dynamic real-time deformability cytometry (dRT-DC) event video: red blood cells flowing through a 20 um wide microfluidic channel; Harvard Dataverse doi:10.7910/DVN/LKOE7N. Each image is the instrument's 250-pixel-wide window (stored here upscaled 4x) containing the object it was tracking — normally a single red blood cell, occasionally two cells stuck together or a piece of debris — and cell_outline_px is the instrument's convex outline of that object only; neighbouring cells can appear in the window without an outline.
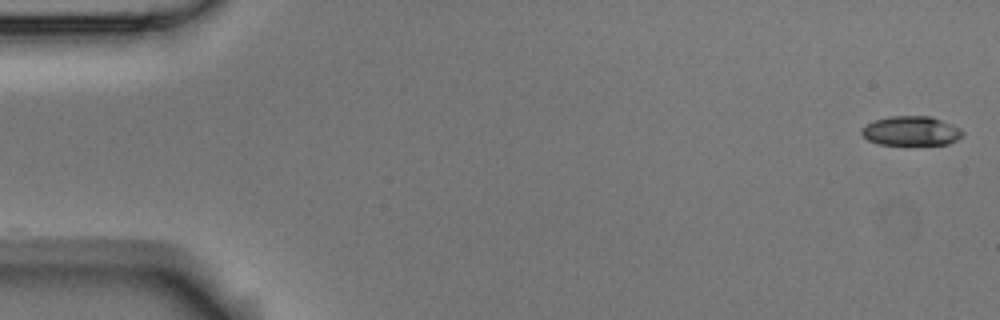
{"species": "Egyptian fruit bat (a non-hibernating species)", "species_latin": "Rousettus aegyptiacus", "temperature_condition": "room temperature", "stored_images_in_passage": 30, "camera_frame_rate_fps": 3000, "um_per_image_px": 0.085, "animal": {"sex": "male"}, "frame": {"image": 1, "passage_image": 1, "time_ms": 0.0, "image_size_px": [1000, 320], "cell_outline_px": [[964, 132], [956, 140], [948, 144], [880, 144], [868, 140], [860, 132], [860, 128], [876, 120], [888, 116], [932, 116], [952, 124], [960, 128]], "centroid_in_image_um": [77.44, 11.11], "position_along_channel_um": 7.6, "area_um2": 17.17}}
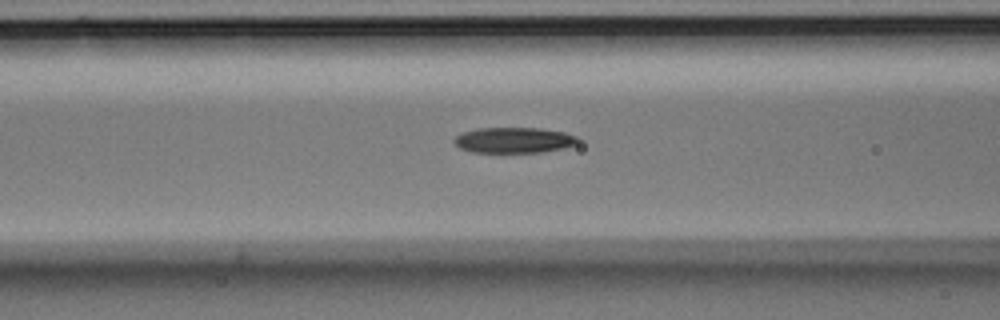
{"frame": {"image": 2, "passage_image": 21, "time_ms": 6.667, "image_size_px": [1000, 320], "cell_outline_px": [[580, 144], [564, 148], [544, 152], [472, 152], [460, 148], [452, 140], [456, 136], [464, 132], [476, 128], [540, 128], [564, 132], [576, 136], [580, 140]], "centroid_in_image_um": [43.73, 11.91], "position_along_channel_um": 122.9, "area_um2": 18.61}}
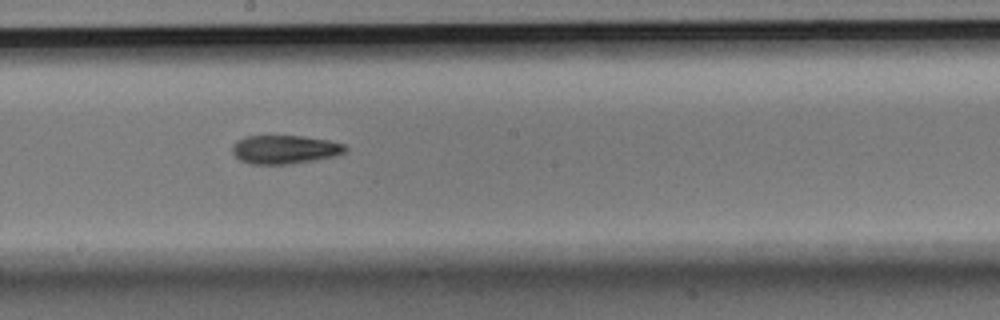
{"frame": {"image": 3, "passage_image": 29, "time_ms": 9.333, "image_size_px": [1000, 320], "cell_outline_px": [[348, 148], [344, 152], [332, 156], [312, 160], [288, 164], [248, 164], [240, 160], [232, 152], [232, 144], [236, 140], [244, 136], [300, 136], [328, 140], [344, 144]], "centroid_in_image_um": [24.14, 12.7], "position_along_channel_um": 224.1, "area_um2": 18.73}}